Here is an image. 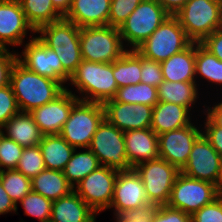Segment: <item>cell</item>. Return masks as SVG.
Masks as SVG:
<instances>
[{
	"mask_svg": "<svg viewBox=\"0 0 222 222\" xmlns=\"http://www.w3.org/2000/svg\"><path fill=\"white\" fill-rule=\"evenodd\" d=\"M9 84L20 112H31L53 101L65 90L58 81L29 70L18 60L12 67Z\"/></svg>",
	"mask_w": 222,
	"mask_h": 222,
	"instance_id": "6da1fadb",
	"label": "cell"
},
{
	"mask_svg": "<svg viewBox=\"0 0 222 222\" xmlns=\"http://www.w3.org/2000/svg\"><path fill=\"white\" fill-rule=\"evenodd\" d=\"M71 84L79 93V96H76L80 101L104 104L112 100L118 89L113 75V62L98 63L82 60L71 75L68 85Z\"/></svg>",
	"mask_w": 222,
	"mask_h": 222,
	"instance_id": "7a4b0ae2",
	"label": "cell"
},
{
	"mask_svg": "<svg viewBox=\"0 0 222 222\" xmlns=\"http://www.w3.org/2000/svg\"><path fill=\"white\" fill-rule=\"evenodd\" d=\"M174 16L187 37L201 43L222 28V0H188Z\"/></svg>",
	"mask_w": 222,
	"mask_h": 222,
	"instance_id": "3957f363",
	"label": "cell"
},
{
	"mask_svg": "<svg viewBox=\"0 0 222 222\" xmlns=\"http://www.w3.org/2000/svg\"><path fill=\"white\" fill-rule=\"evenodd\" d=\"M80 49L82 60L98 63H112L127 51L119 28L109 25L81 27Z\"/></svg>",
	"mask_w": 222,
	"mask_h": 222,
	"instance_id": "277c9868",
	"label": "cell"
},
{
	"mask_svg": "<svg viewBox=\"0 0 222 222\" xmlns=\"http://www.w3.org/2000/svg\"><path fill=\"white\" fill-rule=\"evenodd\" d=\"M170 16L155 0H143L120 26L127 50H135ZM125 43V44H124Z\"/></svg>",
	"mask_w": 222,
	"mask_h": 222,
	"instance_id": "5b68a950",
	"label": "cell"
},
{
	"mask_svg": "<svg viewBox=\"0 0 222 222\" xmlns=\"http://www.w3.org/2000/svg\"><path fill=\"white\" fill-rule=\"evenodd\" d=\"M105 119L103 104L78 101L60 135L75 149L89 148L98 126Z\"/></svg>",
	"mask_w": 222,
	"mask_h": 222,
	"instance_id": "8992f818",
	"label": "cell"
},
{
	"mask_svg": "<svg viewBox=\"0 0 222 222\" xmlns=\"http://www.w3.org/2000/svg\"><path fill=\"white\" fill-rule=\"evenodd\" d=\"M192 41L180 26L178 19L170 15L141 45L135 50L143 57L163 62L172 55L186 49Z\"/></svg>",
	"mask_w": 222,
	"mask_h": 222,
	"instance_id": "52a82bcc",
	"label": "cell"
},
{
	"mask_svg": "<svg viewBox=\"0 0 222 222\" xmlns=\"http://www.w3.org/2000/svg\"><path fill=\"white\" fill-rule=\"evenodd\" d=\"M217 197L219 191L215 184L188 177L180 172L166 205L192 215Z\"/></svg>",
	"mask_w": 222,
	"mask_h": 222,
	"instance_id": "ba28073f",
	"label": "cell"
},
{
	"mask_svg": "<svg viewBox=\"0 0 222 222\" xmlns=\"http://www.w3.org/2000/svg\"><path fill=\"white\" fill-rule=\"evenodd\" d=\"M134 169L142 179L149 203L153 207L166 205L181 171L162 158L145 161Z\"/></svg>",
	"mask_w": 222,
	"mask_h": 222,
	"instance_id": "9c48e42d",
	"label": "cell"
},
{
	"mask_svg": "<svg viewBox=\"0 0 222 222\" xmlns=\"http://www.w3.org/2000/svg\"><path fill=\"white\" fill-rule=\"evenodd\" d=\"M89 149L98 158L101 166L117 171L131 170L128 163L124 132L104 119L92 137Z\"/></svg>",
	"mask_w": 222,
	"mask_h": 222,
	"instance_id": "30bf717a",
	"label": "cell"
},
{
	"mask_svg": "<svg viewBox=\"0 0 222 222\" xmlns=\"http://www.w3.org/2000/svg\"><path fill=\"white\" fill-rule=\"evenodd\" d=\"M110 208L114 215L142 213L153 206L149 203L140 175L134 168L118 171Z\"/></svg>",
	"mask_w": 222,
	"mask_h": 222,
	"instance_id": "8fae6325",
	"label": "cell"
},
{
	"mask_svg": "<svg viewBox=\"0 0 222 222\" xmlns=\"http://www.w3.org/2000/svg\"><path fill=\"white\" fill-rule=\"evenodd\" d=\"M22 53H17V60L29 70L55 81H58L65 89V83L71 76L63 69L62 63L54 50L46 47L36 36L29 35Z\"/></svg>",
	"mask_w": 222,
	"mask_h": 222,
	"instance_id": "7c38bea8",
	"label": "cell"
},
{
	"mask_svg": "<svg viewBox=\"0 0 222 222\" xmlns=\"http://www.w3.org/2000/svg\"><path fill=\"white\" fill-rule=\"evenodd\" d=\"M118 171L100 166L74 186V191L97 215L110 209Z\"/></svg>",
	"mask_w": 222,
	"mask_h": 222,
	"instance_id": "4fadbf2b",
	"label": "cell"
},
{
	"mask_svg": "<svg viewBox=\"0 0 222 222\" xmlns=\"http://www.w3.org/2000/svg\"><path fill=\"white\" fill-rule=\"evenodd\" d=\"M201 126L192 122L186 127L158 135L159 158L181 170L188 161L194 142L202 134Z\"/></svg>",
	"mask_w": 222,
	"mask_h": 222,
	"instance_id": "5bb4252c",
	"label": "cell"
},
{
	"mask_svg": "<svg viewBox=\"0 0 222 222\" xmlns=\"http://www.w3.org/2000/svg\"><path fill=\"white\" fill-rule=\"evenodd\" d=\"M65 89L53 101L29 112L43 135L60 134L73 106L79 101L75 92Z\"/></svg>",
	"mask_w": 222,
	"mask_h": 222,
	"instance_id": "9a60e30c",
	"label": "cell"
},
{
	"mask_svg": "<svg viewBox=\"0 0 222 222\" xmlns=\"http://www.w3.org/2000/svg\"><path fill=\"white\" fill-rule=\"evenodd\" d=\"M222 157L201 134L192 146L186 165L180 170L184 175L216 185Z\"/></svg>",
	"mask_w": 222,
	"mask_h": 222,
	"instance_id": "2e32d148",
	"label": "cell"
},
{
	"mask_svg": "<svg viewBox=\"0 0 222 222\" xmlns=\"http://www.w3.org/2000/svg\"><path fill=\"white\" fill-rule=\"evenodd\" d=\"M35 34L18 0H0V49L22 46L27 33Z\"/></svg>",
	"mask_w": 222,
	"mask_h": 222,
	"instance_id": "e0dca14e",
	"label": "cell"
},
{
	"mask_svg": "<svg viewBox=\"0 0 222 222\" xmlns=\"http://www.w3.org/2000/svg\"><path fill=\"white\" fill-rule=\"evenodd\" d=\"M103 107L105 119L123 132L151 126L152 106L108 100Z\"/></svg>",
	"mask_w": 222,
	"mask_h": 222,
	"instance_id": "ac0fdd59",
	"label": "cell"
},
{
	"mask_svg": "<svg viewBox=\"0 0 222 222\" xmlns=\"http://www.w3.org/2000/svg\"><path fill=\"white\" fill-rule=\"evenodd\" d=\"M124 139L127 160L131 168L159 158L158 135L151 128L125 131Z\"/></svg>",
	"mask_w": 222,
	"mask_h": 222,
	"instance_id": "d6986e66",
	"label": "cell"
},
{
	"mask_svg": "<svg viewBox=\"0 0 222 222\" xmlns=\"http://www.w3.org/2000/svg\"><path fill=\"white\" fill-rule=\"evenodd\" d=\"M111 0H73L64 16L77 27L108 25Z\"/></svg>",
	"mask_w": 222,
	"mask_h": 222,
	"instance_id": "ffe728a7",
	"label": "cell"
},
{
	"mask_svg": "<svg viewBox=\"0 0 222 222\" xmlns=\"http://www.w3.org/2000/svg\"><path fill=\"white\" fill-rule=\"evenodd\" d=\"M97 213L73 190L52 203V222H96Z\"/></svg>",
	"mask_w": 222,
	"mask_h": 222,
	"instance_id": "44dd1931",
	"label": "cell"
},
{
	"mask_svg": "<svg viewBox=\"0 0 222 222\" xmlns=\"http://www.w3.org/2000/svg\"><path fill=\"white\" fill-rule=\"evenodd\" d=\"M184 106L159 101L152 111V122L150 128L157 134L186 127L192 122V113Z\"/></svg>",
	"mask_w": 222,
	"mask_h": 222,
	"instance_id": "7402d4cb",
	"label": "cell"
},
{
	"mask_svg": "<svg viewBox=\"0 0 222 222\" xmlns=\"http://www.w3.org/2000/svg\"><path fill=\"white\" fill-rule=\"evenodd\" d=\"M161 70L165 81L199 82L195 77V42L161 62Z\"/></svg>",
	"mask_w": 222,
	"mask_h": 222,
	"instance_id": "603a6c76",
	"label": "cell"
},
{
	"mask_svg": "<svg viewBox=\"0 0 222 222\" xmlns=\"http://www.w3.org/2000/svg\"><path fill=\"white\" fill-rule=\"evenodd\" d=\"M3 130L7 138L23 147L37 146L44 136L29 112H19L11 117Z\"/></svg>",
	"mask_w": 222,
	"mask_h": 222,
	"instance_id": "cb8c5ba5",
	"label": "cell"
},
{
	"mask_svg": "<svg viewBox=\"0 0 222 222\" xmlns=\"http://www.w3.org/2000/svg\"><path fill=\"white\" fill-rule=\"evenodd\" d=\"M32 191L52 201L69 195L74 187L68 182L63 171L44 169L31 179Z\"/></svg>",
	"mask_w": 222,
	"mask_h": 222,
	"instance_id": "d4e9b609",
	"label": "cell"
},
{
	"mask_svg": "<svg viewBox=\"0 0 222 222\" xmlns=\"http://www.w3.org/2000/svg\"><path fill=\"white\" fill-rule=\"evenodd\" d=\"M46 169L63 171L75 150L60 134L44 135L38 144Z\"/></svg>",
	"mask_w": 222,
	"mask_h": 222,
	"instance_id": "484cf974",
	"label": "cell"
},
{
	"mask_svg": "<svg viewBox=\"0 0 222 222\" xmlns=\"http://www.w3.org/2000/svg\"><path fill=\"white\" fill-rule=\"evenodd\" d=\"M196 82H171L163 81L158 87V99L162 102L175 103L187 107L190 111L191 107L199 98Z\"/></svg>",
	"mask_w": 222,
	"mask_h": 222,
	"instance_id": "4316f807",
	"label": "cell"
},
{
	"mask_svg": "<svg viewBox=\"0 0 222 222\" xmlns=\"http://www.w3.org/2000/svg\"><path fill=\"white\" fill-rule=\"evenodd\" d=\"M25 18L36 32L40 27L64 16L53 6L52 0H18Z\"/></svg>",
	"mask_w": 222,
	"mask_h": 222,
	"instance_id": "83f0119b",
	"label": "cell"
},
{
	"mask_svg": "<svg viewBox=\"0 0 222 222\" xmlns=\"http://www.w3.org/2000/svg\"><path fill=\"white\" fill-rule=\"evenodd\" d=\"M35 33L43 44L80 42V28L64 17L40 27Z\"/></svg>",
	"mask_w": 222,
	"mask_h": 222,
	"instance_id": "f1b7e54d",
	"label": "cell"
},
{
	"mask_svg": "<svg viewBox=\"0 0 222 222\" xmlns=\"http://www.w3.org/2000/svg\"><path fill=\"white\" fill-rule=\"evenodd\" d=\"M82 150L84 151L74 150L63 170L64 176L73 187L101 166L98 158L89 148Z\"/></svg>",
	"mask_w": 222,
	"mask_h": 222,
	"instance_id": "f546056e",
	"label": "cell"
},
{
	"mask_svg": "<svg viewBox=\"0 0 222 222\" xmlns=\"http://www.w3.org/2000/svg\"><path fill=\"white\" fill-rule=\"evenodd\" d=\"M113 75L118 88L140 83L141 55L136 50L128 49L113 62Z\"/></svg>",
	"mask_w": 222,
	"mask_h": 222,
	"instance_id": "4dcf8cb0",
	"label": "cell"
},
{
	"mask_svg": "<svg viewBox=\"0 0 222 222\" xmlns=\"http://www.w3.org/2000/svg\"><path fill=\"white\" fill-rule=\"evenodd\" d=\"M195 77L222 86V61L197 42H195Z\"/></svg>",
	"mask_w": 222,
	"mask_h": 222,
	"instance_id": "1f68e13d",
	"label": "cell"
},
{
	"mask_svg": "<svg viewBox=\"0 0 222 222\" xmlns=\"http://www.w3.org/2000/svg\"><path fill=\"white\" fill-rule=\"evenodd\" d=\"M112 100L115 102L143 104L152 107L159 102L157 88L142 82L118 88Z\"/></svg>",
	"mask_w": 222,
	"mask_h": 222,
	"instance_id": "d6a6232c",
	"label": "cell"
},
{
	"mask_svg": "<svg viewBox=\"0 0 222 222\" xmlns=\"http://www.w3.org/2000/svg\"><path fill=\"white\" fill-rule=\"evenodd\" d=\"M0 181L16 206L32 191L31 179L16 169L0 171Z\"/></svg>",
	"mask_w": 222,
	"mask_h": 222,
	"instance_id": "836d02e7",
	"label": "cell"
},
{
	"mask_svg": "<svg viewBox=\"0 0 222 222\" xmlns=\"http://www.w3.org/2000/svg\"><path fill=\"white\" fill-rule=\"evenodd\" d=\"M19 203L22 205L25 215L35 217L39 222L50 220L52 200L31 191Z\"/></svg>",
	"mask_w": 222,
	"mask_h": 222,
	"instance_id": "e575fe53",
	"label": "cell"
},
{
	"mask_svg": "<svg viewBox=\"0 0 222 222\" xmlns=\"http://www.w3.org/2000/svg\"><path fill=\"white\" fill-rule=\"evenodd\" d=\"M44 45L55 51L62 63L63 69L70 76L77 70L78 65L82 62L80 42Z\"/></svg>",
	"mask_w": 222,
	"mask_h": 222,
	"instance_id": "d590c367",
	"label": "cell"
},
{
	"mask_svg": "<svg viewBox=\"0 0 222 222\" xmlns=\"http://www.w3.org/2000/svg\"><path fill=\"white\" fill-rule=\"evenodd\" d=\"M44 169L46 167L39 145L24 147L16 170L32 179Z\"/></svg>",
	"mask_w": 222,
	"mask_h": 222,
	"instance_id": "8d00e7d4",
	"label": "cell"
},
{
	"mask_svg": "<svg viewBox=\"0 0 222 222\" xmlns=\"http://www.w3.org/2000/svg\"><path fill=\"white\" fill-rule=\"evenodd\" d=\"M24 147L5 135L0 146V171L16 169Z\"/></svg>",
	"mask_w": 222,
	"mask_h": 222,
	"instance_id": "74e56055",
	"label": "cell"
},
{
	"mask_svg": "<svg viewBox=\"0 0 222 222\" xmlns=\"http://www.w3.org/2000/svg\"><path fill=\"white\" fill-rule=\"evenodd\" d=\"M143 0H111L108 25L120 28Z\"/></svg>",
	"mask_w": 222,
	"mask_h": 222,
	"instance_id": "f35d334b",
	"label": "cell"
},
{
	"mask_svg": "<svg viewBox=\"0 0 222 222\" xmlns=\"http://www.w3.org/2000/svg\"><path fill=\"white\" fill-rule=\"evenodd\" d=\"M20 112L10 84L0 87V129L14 115Z\"/></svg>",
	"mask_w": 222,
	"mask_h": 222,
	"instance_id": "ab89813d",
	"label": "cell"
},
{
	"mask_svg": "<svg viewBox=\"0 0 222 222\" xmlns=\"http://www.w3.org/2000/svg\"><path fill=\"white\" fill-rule=\"evenodd\" d=\"M141 81L148 85L158 87L163 81L161 63L141 56Z\"/></svg>",
	"mask_w": 222,
	"mask_h": 222,
	"instance_id": "60d3db41",
	"label": "cell"
},
{
	"mask_svg": "<svg viewBox=\"0 0 222 222\" xmlns=\"http://www.w3.org/2000/svg\"><path fill=\"white\" fill-rule=\"evenodd\" d=\"M191 222H222V199L217 197L214 201L193 213Z\"/></svg>",
	"mask_w": 222,
	"mask_h": 222,
	"instance_id": "b9f144b4",
	"label": "cell"
},
{
	"mask_svg": "<svg viewBox=\"0 0 222 222\" xmlns=\"http://www.w3.org/2000/svg\"><path fill=\"white\" fill-rule=\"evenodd\" d=\"M152 222H191V215L167 205L152 208Z\"/></svg>",
	"mask_w": 222,
	"mask_h": 222,
	"instance_id": "7bdbcfd3",
	"label": "cell"
},
{
	"mask_svg": "<svg viewBox=\"0 0 222 222\" xmlns=\"http://www.w3.org/2000/svg\"><path fill=\"white\" fill-rule=\"evenodd\" d=\"M206 118L204 121V131L202 134L209 141L212 147L222 157V127L216 125L205 113Z\"/></svg>",
	"mask_w": 222,
	"mask_h": 222,
	"instance_id": "ee69618b",
	"label": "cell"
},
{
	"mask_svg": "<svg viewBox=\"0 0 222 222\" xmlns=\"http://www.w3.org/2000/svg\"><path fill=\"white\" fill-rule=\"evenodd\" d=\"M16 60L15 51L12 53L9 49H0V87L9 84L11 70Z\"/></svg>",
	"mask_w": 222,
	"mask_h": 222,
	"instance_id": "f6af8a7d",
	"label": "cell"
},
{
	"mask_svg": "<svg viewBox=\"0 0 222 222\" xmlns=\"http://www.w3.org/2000/svg\"><path fill=\"white\" fill-rule=\"evenodd\" d=\"M201 44L222 61V28L215 30L207 36Z\"/></svg>",
	"mask_w": 222,
	"mask_h": 222,
	"instance_id": "bcb514c9",
	"label": "cell"
},
{
	"mask_svg": "<svg viewBox=\"0 0 222 222\" xmlns=\"http://www.w3.org/2000/svg\"><path fill=\"white\" fill-rule=\"evenodd\" d=\"M116 222H152V209L142 213L114 215Z\"/></svg>",
	"mask_w": 222,
	"mask_h": 222,
	"instance_id": "7dc6e473",
	"label": "cell"
},
{
	"mask_svg": "<svg viewBox=\"0 0 222 222\" xmlns=\"http://www.w3.org/2000/svg\"><path fill=\"white\" fill-rule=\"evenodd\" d=\"M18 207L15 205V203L11 200L10 196L7 194L5 189L3 188V185L0 181V215H4L7 213L15 212V214H18Z\"/></svg>",
	"mask_w": 222,
	"mask_h": 222,
	"instance_id": "c3c4849f",
	"label": "cell"
},
{
	"mask_svg": "<svg viewBox=\"0 0 222 222\" xmlns=\"http://www.w3.org/2000/svg\"><path fill=\"white\" fill-rule=\"evenodd\" d=\"M203 113H205L216 125H219L222 127V101L215 105L213 104V107L206 106L204 104Z\"/></svg>",
	"mask_w": 222,
	"mask_h": 222,
	"instance_id": "681fc988",
	"label": "cell"
},
{
	"mask_svg": "<svg viewBox=\"0 0 222 222\" xmlns=\"http://www.w3.org/2000/svg\"><path fill=\"white\" fill-rule=\"evenodd\" d=\"M170 15L174 16L188 0H155Z\"/></svg>",
	"mask_w": 222,
	"mask_h": 222,
	"instance_id": "f907efd6",
	"label": "cell"
},
{
	"mask_svg": "<svg viewBox=\"0 0 222 222\" xmlns=\"http://www.w3.org/2000/svg\"><path fill=\"white\" fill-rule=\"evenodd\" d=\"M73 0H52L53 6L65 16L70 10Z\"/></svg>",
	"mask_w": 222,
	"mask_h": 222,
	"instance_id": "816d5d0a",
	"label": "cell"
},
{
	"mask_svg": "<svg viewBox=\"0 0 222 222\" xmlns=\"http://www.w3.org/2000/svg\"><path fill=\"white\" fill-rule=\"evenodd\" d=\"M216 187L218 191L222 189V159H221V164H220V169H219V175L216 182Z\"/></svg>",
	"mask_w": 222,
	"mask_h": 222,
	"instance_id": "f5cc1de1",
	"label": "cell"
},
{
	"mask_svg": "<svg viewBox=\"0 0 222 222\" xmlns=\"http://www.w3.org/2000/svg\"><path fill=\"white\" fill-rule=\"evenodd\" d=\"M3 136H4L3 129H0V146H1V140Z\"/></svg>",
	"mask_w": 222,
	"mask_h": 222,
	"instance_id": "db71d44e",
	"label": "cell"
},
{
	"mask_svg": "<svg viewBox=\"0 0 222 222\" xmlns=\"http://www.w3.org/2000/svg\"><path fill=\"white\" fill-rule=\"evenodd\" d=\"M219 197L222 199V189L219 191Z\"/></svg>",
	"mask_w": 222,
	"mask_h": 222,
	"instance_id": "11a10c76",
	"label": "cell"
}]
</instances>
